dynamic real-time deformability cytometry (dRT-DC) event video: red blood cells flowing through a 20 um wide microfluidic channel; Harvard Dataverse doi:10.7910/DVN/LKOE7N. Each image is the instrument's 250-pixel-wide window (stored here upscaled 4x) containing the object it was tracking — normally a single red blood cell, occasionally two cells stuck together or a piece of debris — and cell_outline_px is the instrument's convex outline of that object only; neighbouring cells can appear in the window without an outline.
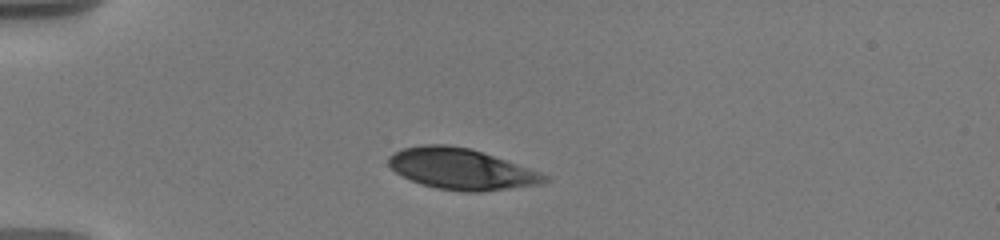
{"species": "human", "species_latin": "Homo sapiens", "temperature_condition": "warm", "stored_images_in_passage": 7, "camera_frame_rate_fps": 3000, "um_per_image_px": 0.085, "donor": {"sex": "male"}, "frame": {"image": 1, "passage_image": 1, "time_ms": 0.0, "image_size_px": [1000, 240], "cell_outline_px": [[552, 176], [548, 180], [536, 184], [480, 192], [460, 192], [436, 188], [412, 180], [396, 172], [388, 164], [388, 156], [392, 152], [400, 148], [424, 144], [448, 144], [468, 148]], "centroid_in_image_um": [39.15, 14.35], "position_along_channel_um": 45.9, "area_um2": 36.82}}